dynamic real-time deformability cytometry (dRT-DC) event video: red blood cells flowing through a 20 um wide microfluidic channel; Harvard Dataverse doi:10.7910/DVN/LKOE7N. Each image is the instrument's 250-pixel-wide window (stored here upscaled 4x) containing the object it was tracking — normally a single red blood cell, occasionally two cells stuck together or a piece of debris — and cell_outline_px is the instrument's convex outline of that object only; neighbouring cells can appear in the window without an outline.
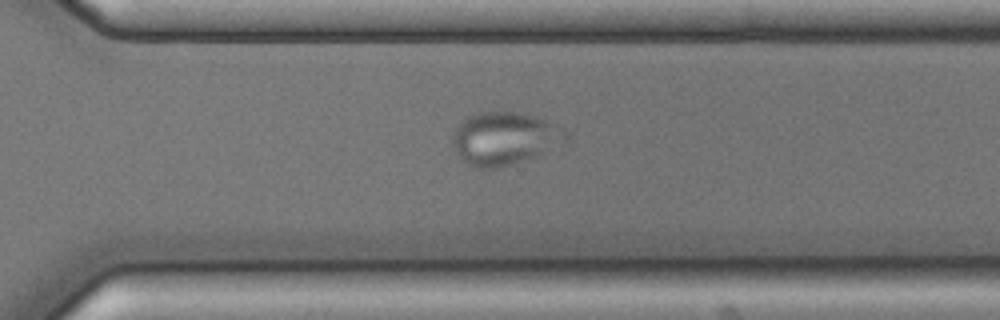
{"species": "common noctule bat (a hibernating species)", "species_latin": "Nyctalus noctula", "temperature_condition": "cold", "stored_images_in_passage": 50, "camera_frame_rate_fps": 3000, "um_per_image_px": 0.085, "animal": {"sex": "male", "body_mass_g": 17.9, "forearm_length_mm": 54.2}, "frame": {"image": 1, "passage_image": 33, "time_ms": 10.667, "image_size_px": [1000, 320], "cell_outline_px": [[552, 124], [536, 152], [532, 156], [512, 164], [496, 168], [476, 168], [468, 164], [456, 152], [452, 144], [452, 136], [456, 128], [472, 112], [520, 112], [536, 116]], "centroid_in_image_um": [42.39, 11.74], "position_along_channel_um": 328.2, "area_um2": 30.98}}
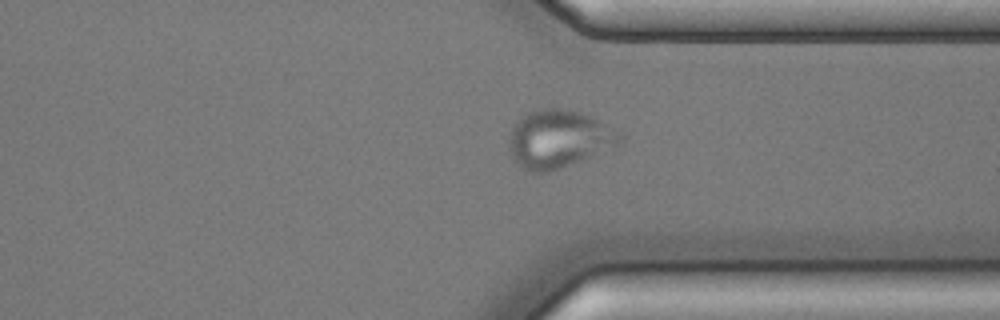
{"frame": {"image": 2, "passage_image": 36, "time_ms": 11.667, "image_size_px": [1000, 320], "cell_outline_px": [[624, 136], [616, 144], [588, 156], [548, 172], [532, 172], [524, 168], [512, 156], [508, 148], [508, 136], [512, 124], [528, 112], [540, 108], [564, 108], [580, 112], [592, 116], [620, 132]], "centroid_in_image_um": [47.41, 11.76], "position_along_channel_um": 364.0, "area_um2": 36.76}}